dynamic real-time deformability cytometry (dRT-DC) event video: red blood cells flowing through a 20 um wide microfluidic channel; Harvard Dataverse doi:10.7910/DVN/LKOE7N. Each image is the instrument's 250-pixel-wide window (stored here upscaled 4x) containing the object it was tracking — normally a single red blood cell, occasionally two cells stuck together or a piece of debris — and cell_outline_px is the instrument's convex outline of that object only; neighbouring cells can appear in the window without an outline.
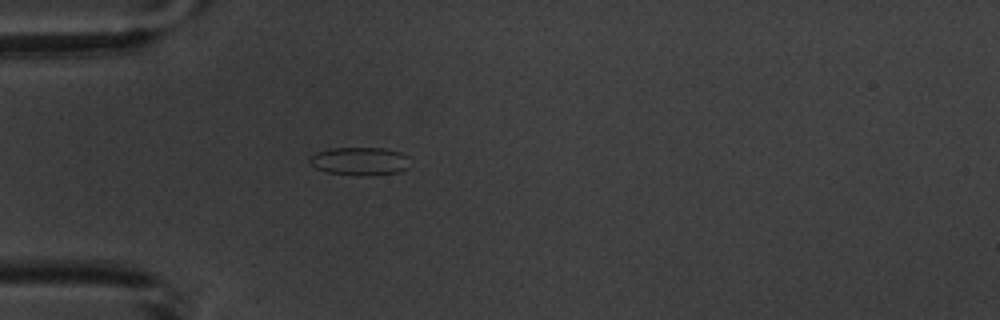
{"species": "common noctule bat (a hibernating species)", "species_latin": "Nyctalus noctula", "temperature_condition": "warm", "stored_images_in_passage": 4, "camera_frame_rate_fps": 3000, "um_per_image_px": 0.085, "animal": {"sex": "male", "body_mass_g": 20.1, "forearm_length_mm": 53.5}, "frame": {"image": 1, "passage_image": 4, "time_ms": 4.333, "image_size_px": [1000, 320], "cell_outline_px": [[408, 168], [400, 172], [368, 176], [356, 176], [328, 172], [316, 168], [308, 160], [308, 156], [316, 152], [328, 148], [384, 148], [400, 152], [408, 156]], "centroid_in_image_um": [30.57, 13.7], "position_along_channel_um": 54.4, "area_um2": 16.7}}